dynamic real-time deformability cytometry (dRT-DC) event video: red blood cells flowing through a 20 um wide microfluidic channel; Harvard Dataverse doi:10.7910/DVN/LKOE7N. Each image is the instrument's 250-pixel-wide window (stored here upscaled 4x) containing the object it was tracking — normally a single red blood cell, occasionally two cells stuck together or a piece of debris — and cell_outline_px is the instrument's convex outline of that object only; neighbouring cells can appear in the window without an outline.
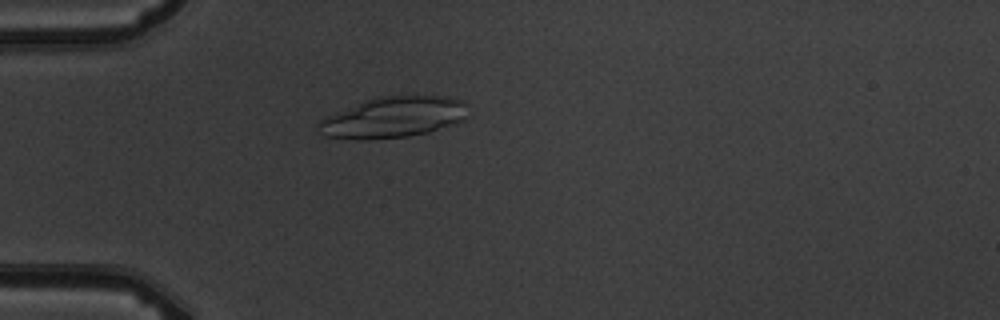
{"species": "common noctule bat (a hibernating species)", "species_latin": "Nyctalus noctula", "temperature_condition": "warm", "stored_images_in_passage": 4, "camera_frame_rate_fps": 3000, "um_per_image_px": 0.085, "animal": {"sex": "male", "body_mass_g": 19.5, "forearm_length_mm": 54.6}, "frame": {"image": 1, "passage_image": 4, "time_ms": 3.667, "image_size_px": [1000, 320], "cell_outline_px": [[468, 104], [464, 120], [428, 132], [408, 136], [368, 140], [356, 140], [324, 136], [316, 132], [316, 124], [320, 120], [336, 112], [364, 100], [380, 96], [416, 92], [448, 96], [464, 100]], "centroid_in_image_um": [33.45, 9.92], "position_along_channel_um": 51.6, "area_um2": 36.88}}